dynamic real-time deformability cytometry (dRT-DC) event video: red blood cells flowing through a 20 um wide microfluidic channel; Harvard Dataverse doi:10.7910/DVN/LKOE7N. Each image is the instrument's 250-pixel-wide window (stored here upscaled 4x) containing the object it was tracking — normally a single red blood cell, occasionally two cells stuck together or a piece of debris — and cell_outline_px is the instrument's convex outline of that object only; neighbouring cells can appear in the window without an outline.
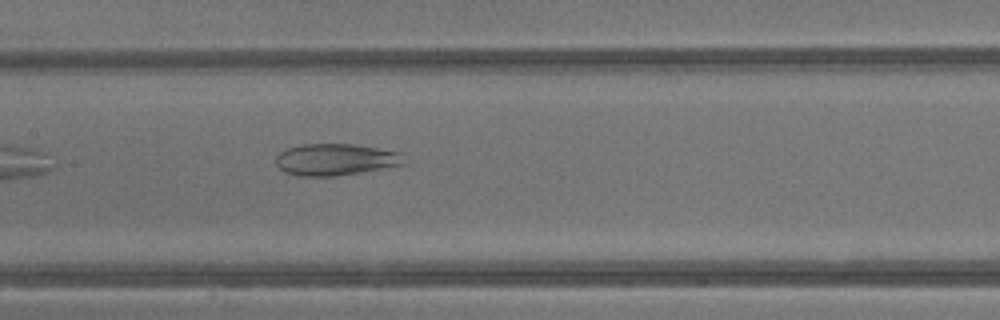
{"species": "common noctule bat (a hibernating species)", "species_latin": "Nyctalus noctula", "temperature_condition": "warm", "stored_images_in_passage": 25, "camera_frame_rate_fps": 3000, "um_per_image_px": 0.085, "animal": {"sex": "male", "body_mass_g": 13.3}, "frame": {"image": 1, "passage_image": 8, "time_ms": 2.333, "image_size_px": [1000, 320], "cell_outline_px": [[408, 164], [336, 176], [296, 176], [284, 172], [276, 164], [276, 156], [284, 148], [300, 144], [352, 144], [380, 148], [404, 152]], "centroid_in_image_um": [28.57, 13.55], "position_along_channel_um": 178.8, "area_um2": 24.22}}
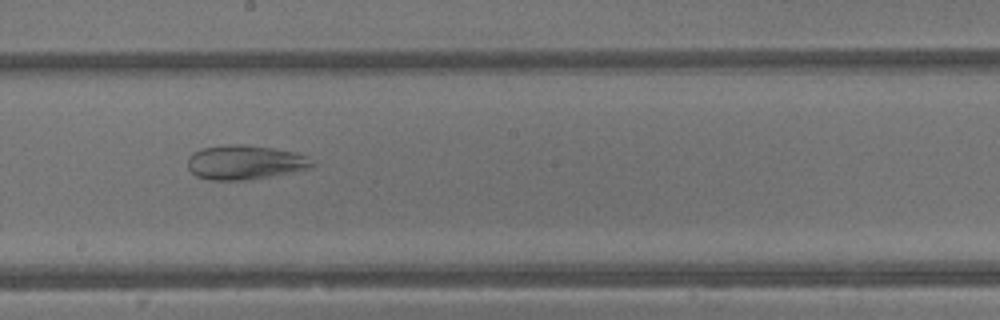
{"frame": {"image": 2, "passage_image": 11, "time_ms": 3.333, "image_size_px": [1000, 320], "cell_outline_px": [[316, 164], [312, 168], [292, 172], [244, 180], [208, 180], [196, 176], [188, 168], [188, 156], [192, 152], [200, 148], [224, 144], [244, 144], [272, 148], [296, 152], [308, 156]], "centroid_in_image_um": [20.81, 13.78], "position_along_channel_um": 227.4, "area_um2": 25.2}}
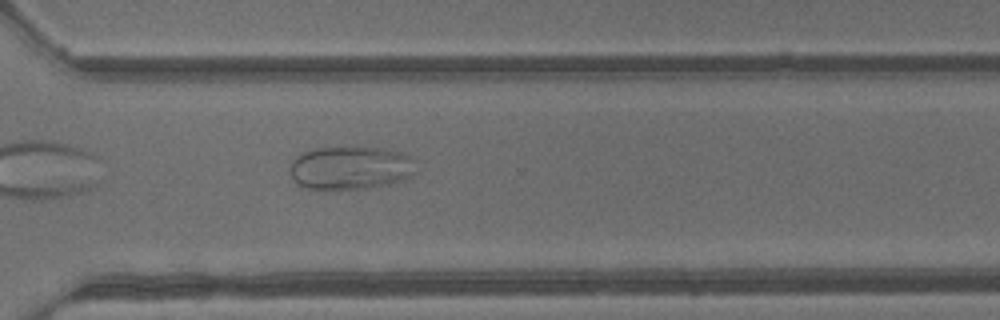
{"frame": {"image": 3, "passage_image": 18, "time_ms": 5.667, "image_size_px": [1000, 320], "cell_outline_px": [[416, 172], [412, 176], [404, 180], [388, 184], [364, 188], [304, 188], [296, 184], [292, 180], [288, 172], [288, 164], [300, 152], [316, 148], [376, 148], [400, 152], [412, 156], [416, 160]], "centroid_in_image_um": [29.76, 14.27], "position_along_channel_um": 340.8, "area_um2": 32.08}}